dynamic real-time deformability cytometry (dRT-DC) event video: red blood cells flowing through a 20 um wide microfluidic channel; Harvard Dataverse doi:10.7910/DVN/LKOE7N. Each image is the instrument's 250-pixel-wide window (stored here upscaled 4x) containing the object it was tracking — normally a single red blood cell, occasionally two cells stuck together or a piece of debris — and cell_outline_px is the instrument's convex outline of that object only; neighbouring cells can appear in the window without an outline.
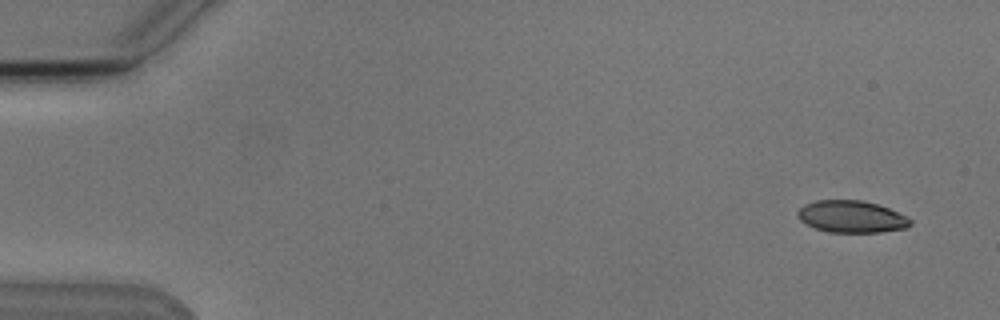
{"species": "Egyptian fruit bat (a non-hibernating species)", "species_latin": "Rousettus aegyptiacus", "temperature_condition": "cold", "stored_images_in_passage": 6, "camera_frame_rate_fps": 3000, "um_per_image_px": 0.085, "animal": {"sex": "male"}, "frame": {"image": 1, "passage_image": 1, "time_ms": 0.0, "image_size_px": [1000, 320], "cell_outline_px": [[912, 224], [908, 228], [880, 232], [828, 232], [816, 228], [800, 220], [796, 216], [796, 212], [804, 204], [816, 200], [860, 200], [876, 204], [888, 208], [908, 216], [912, 220]], "centroid_in_image_um": [72.4, 18.41], "position_along_channel_um": 12.6, "area_um2": 21.1}}